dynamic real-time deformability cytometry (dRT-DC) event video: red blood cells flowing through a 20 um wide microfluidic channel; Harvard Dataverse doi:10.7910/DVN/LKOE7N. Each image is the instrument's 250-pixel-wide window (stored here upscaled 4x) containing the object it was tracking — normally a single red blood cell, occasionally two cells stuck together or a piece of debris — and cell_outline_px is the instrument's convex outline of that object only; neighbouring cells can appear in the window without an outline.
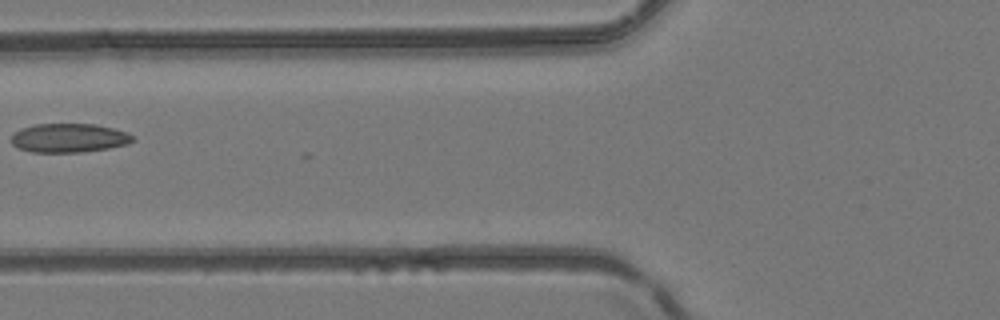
{"species": "common noctule bat (a hibernating species)", "species_latin": "Nyctalus noctula", "temperature_condition": "room temperature", "stored_images_in_passage": 4, "camera_frame_rate_fps": 3000, "um_per_image_px": 0.085, "animal": {"sex": "female", "body_mass_g": 24.6, "forearm_length_mm": 56.2}, "frame": {"image": 1, "passage_image": 4, "time_ms": 1.0, "image_size_px": [1000, 320], "cell_outline_px": [[136, 140], [128, 144], [108, 148], [80, 152], [32, 152], [16, 148], [12, 144], [12, 136], [20, 128], [36, 124], [96, 124], [128, 132]], "centroid_in_image_um": [5.87, 11.72], "position_along_channel_um": 119.9, "area_um2": 20.52}}